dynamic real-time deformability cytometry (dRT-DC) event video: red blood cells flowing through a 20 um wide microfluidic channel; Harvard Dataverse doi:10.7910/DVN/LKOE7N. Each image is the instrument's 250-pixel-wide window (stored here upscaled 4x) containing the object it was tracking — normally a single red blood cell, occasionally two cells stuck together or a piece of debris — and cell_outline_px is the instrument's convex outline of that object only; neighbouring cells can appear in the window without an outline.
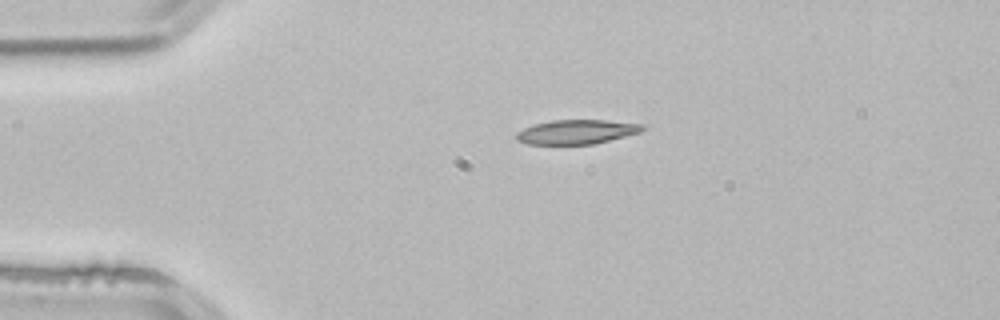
{"species": "common noctule bat (a hibernating species)", "species_latin": "Nyctalus noctula", "temperature_condition": "room temperature", "stored_images_in_passage": 4, "segment_of_instrument_passage": [2, 2], "camera_frame_rate_fps": 3000, "um_per_image_px": 0.085, "animal": {"sex": "male", "body_mass_g": 21.5, "forearm_length_mm": 52.0}, "frame": {"image": 1, "passage_image": 4, "time_ms": 1.0, "image_size_px": [1000, 320], "cell_outline_px": [[648, 124], [640, 132], [592, 144], [528, 144], [516, 140], [516, 132], [524, 128], [536, 124], [552, 120], [608, 120]], "centroid_in_image_um": [49.03, 11.2], "position_along_channel_um": 36.0, "area_um2": 17.8}}